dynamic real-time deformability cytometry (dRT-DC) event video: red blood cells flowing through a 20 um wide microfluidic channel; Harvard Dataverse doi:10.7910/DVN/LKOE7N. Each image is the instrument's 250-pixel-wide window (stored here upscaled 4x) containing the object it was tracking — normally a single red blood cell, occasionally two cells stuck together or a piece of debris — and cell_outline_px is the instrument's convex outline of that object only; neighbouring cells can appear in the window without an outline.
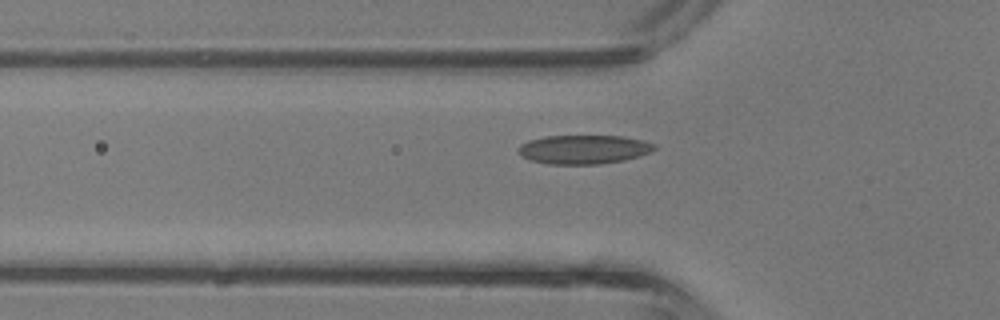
{"species": "common noctule bat (a hibernating species)", "species_latin": "Nyctalus noctula", "temperature_condition": "room temperature", "stored_images_in_passage": 4, "segment_of_instrument_passage": [1, 2], "camera_frame_rate_fps": 3000, "um_per_image_px": 0.085, "animal": {"sex": "male", "body_mass_g": 13.3}, "frame": {"image": 1, "passage_image": 3, "time_ms": 0.667, "image_size_px": [1000, 320], "cell_outline_px": [[656, 148], [652, 152], [640, 156], [624, 160], [600, 164], [548, 164], [532, 160], [524, 156], [520, 152], [520, 144], [528, 140], [544, 136], [624, 136], [644, 140], [656, 144]], "centroid_in_image_um": [49.69, 12.69], "position_along_channel_um": 76.1, "area_um2": 22.95}}